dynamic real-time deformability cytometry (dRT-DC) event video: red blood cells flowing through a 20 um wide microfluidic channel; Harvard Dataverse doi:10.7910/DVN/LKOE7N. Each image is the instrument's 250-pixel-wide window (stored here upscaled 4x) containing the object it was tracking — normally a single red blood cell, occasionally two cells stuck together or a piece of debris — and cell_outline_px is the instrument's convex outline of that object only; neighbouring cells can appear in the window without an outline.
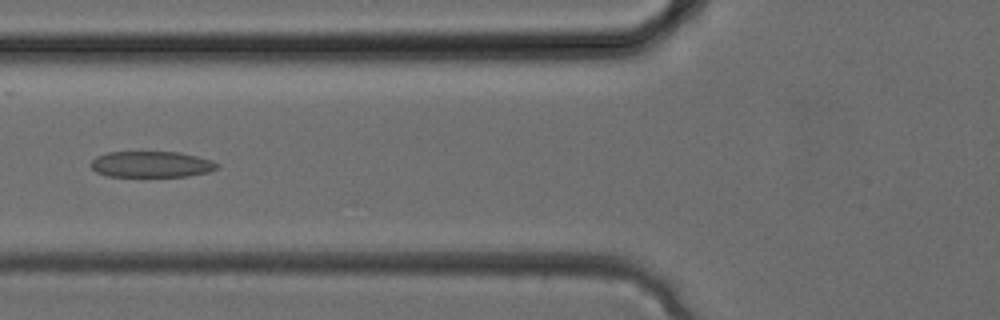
{"species": "common noctule bat (a hibernating species)", "species_latin": "Nyctalus noctula", "temperature_condition": "cold", "stored_images_in_passage": 31, "camera_frame_rate_fps": 3000, "um_per_image_px": 0.085, "animal": {"sex": "female", "body_mass_g": 24.6, "forearm_length_mm": 56.2}, "frame": {"image": 1, "passage_image": 13, "time_ms": 4.0, "image_size_px": [1000, 320], "cell_outline_px": [[220, 168], [208, 172], [188, 176], [108, 176], [96, 172], [88, 164], [96, 156], [108, 152], [180, 152], [212, 160], [220, 164]], "centroid_in_image_um": [12.88, 13.96], "position_along_channel_um": 112.9, "area_um2": 19.31}}
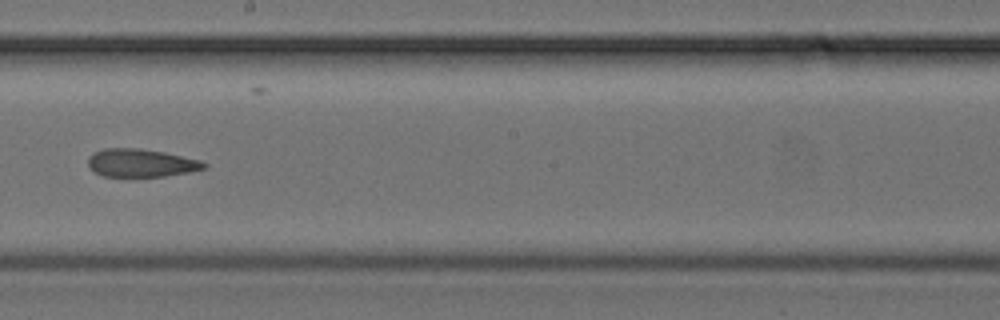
{"frame": {"image": 2, "passage_image": 19, "time_ms": 6.0, "image_size_px": [1000, 320], "cell_outline_px": [[208, 168], [188, 172], [164, 176], [104, 176], [88, 168], [88, 156], [104, 148], [140, 148], [164, 152], [200, 160], [208, 164]], "centroid_in_image_um": [11.99, 13.84], "position_along_channel_um": 236.2, "area_um2": 18.9}}
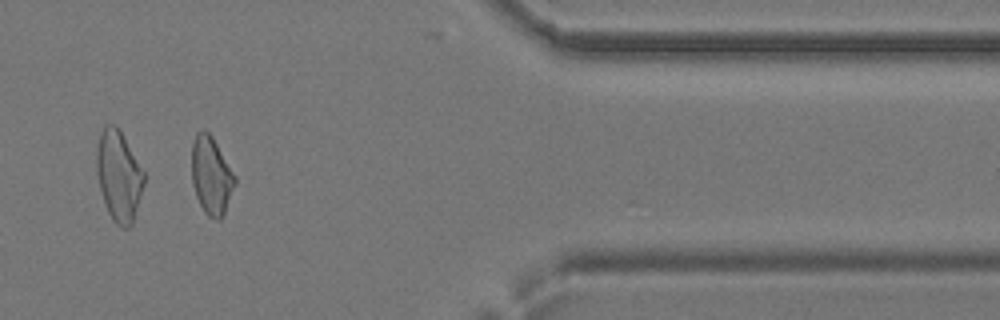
{"frame": {"image": 3, "passage_image": 28, "time_ms": 9.0, "image_size_px": [1000, 320], "cell_outline_px": [[236, 184], [224, 216], [220, 220], [216, 220], [208, 216], [204, 212], [196, 196], [192, 184], [192, 144], [196, 132], [204, 128], [212, 136], [236, 176]], "centroid_in_image_um": [17.97, 14.94], "position_along_channel_um": 393.4, "area_um2": 19.88}}